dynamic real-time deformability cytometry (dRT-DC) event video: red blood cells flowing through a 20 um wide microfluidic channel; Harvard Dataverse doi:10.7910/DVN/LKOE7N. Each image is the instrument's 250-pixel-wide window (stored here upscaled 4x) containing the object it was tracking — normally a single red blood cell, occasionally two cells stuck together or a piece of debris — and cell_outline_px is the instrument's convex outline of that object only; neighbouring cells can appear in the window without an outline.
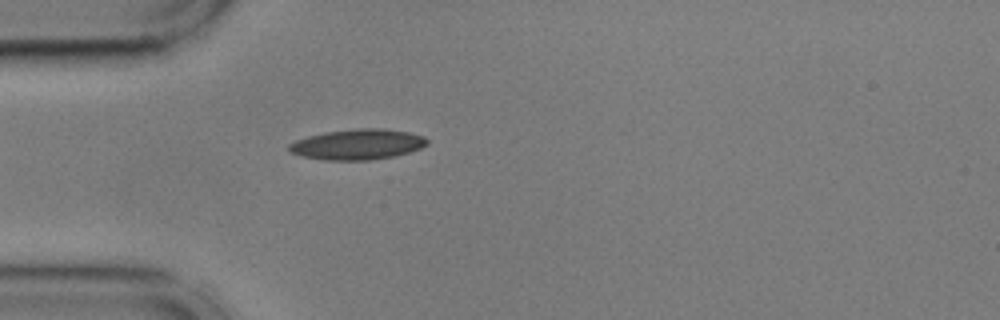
{"species": "common noctule bat (a hibernating species)", "species_latin": "Nyctalus noctula", "temperature_condition": "cold", "stored_images_in_passage": 35, "camera_frame_rate_fps": 3000, "um_per_image_px": 0.085, "animal": {"sex": "male", "body_mass_g": 17.9, "forearm_length_mm": 54.2}, "frame": {"image": 1, "passage_image": 1, "time_ms": 0.0, "image_size_px": [1000, 320], "cell_outline_px": [[428, 144], [420, 148], [408, 152], [392, 156], [368, 160], [324, 160], [304, 156], [292, 152], [288, 148], [288, 144], [296, 140], [308, 136], [324, 132], [356, 128], [384, 128], [408, 132], [424, 136], [428, 140]], "centroid_in_image_um": [30.4, 12.26], "position_along_channel_um": 54.6, "area_um2": 24.39}}
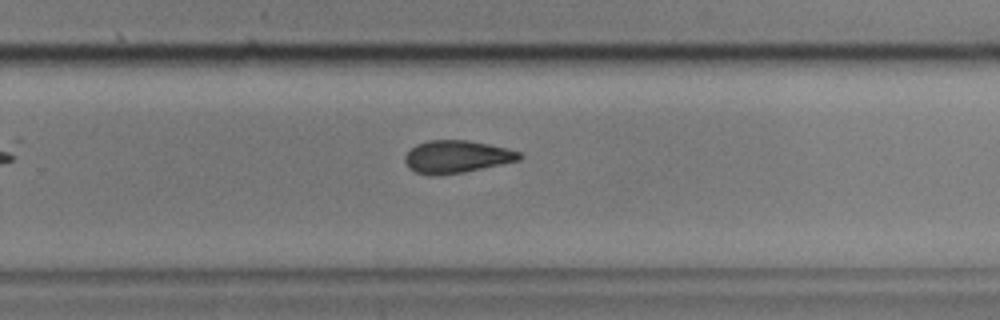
{"frame": {"image": 2, "passage_image": 21, "time_ms": 6.667, "image_size_px": [1000, 320], "cell_outline_px": [[524, 156], [520, 160], [464, 172], [436, 176], [428, 176], [416, 172], [408, 168], [404, 160], [404, 156], [416, 144], [428, 140], [468, 140], [508, 148], [520, 152]], "centroid_in_image_um": [38.81, 13.33], "position_along_channel_um": 291.0, "area_um2": 21.91}}
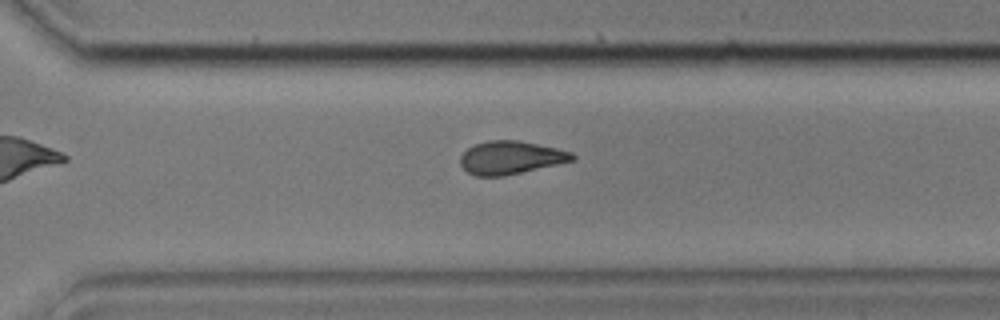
{"frame": {"image": 3, "passage_image": 24, "time_ms": 7.667, "image_size_px": [1000, 320], "cell_outline_px": [[576, 156], [572, 160], [556, 164], [504, 176], [476, 176], [468, 172], [460, 164], [460, 156], [468, 148], [476, 144], [488, 140], [520, 140], [556, 148], [572, 152]], "centroid_in_image_um": [43.38, 13.39], "position_along_channel_um": 327.2, "area_um2": 21.39}, "authors_computed_cell_mechanics": {"area_um2": 22.0218, "velocity_mm_per_s": 3.6258, "shape_relaxation_time_tau1_ms": null, "shape_relaxation_time_tau2_ms": 4.4517, "deformation_change_tau1": null, "deformation_change_tau2": 0.1225}}